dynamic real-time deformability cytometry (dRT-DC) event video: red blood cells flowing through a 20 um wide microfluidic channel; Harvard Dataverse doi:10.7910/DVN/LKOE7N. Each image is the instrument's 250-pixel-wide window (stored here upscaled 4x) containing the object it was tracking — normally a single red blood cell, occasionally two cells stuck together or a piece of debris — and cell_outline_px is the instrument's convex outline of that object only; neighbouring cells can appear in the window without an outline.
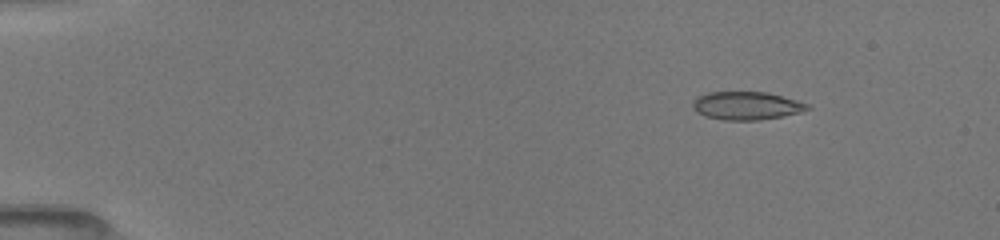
{"species": "common noctule bat (a hibernating species)", "species_latin": "Nyctalus noctula", "temperature_condition": "room temperature", "stored_images_in_passage": 51, "camera_frame_rate_fps": 3000, "um_per_image_px": 0.085, "animal": {"sex": "female", "body_mass_g": 19.5, "forearm_length_mm": 54.1}, "frame": {"image": 1, "passage_image": 7, "time_ms": 2.0, "image_size_px": [1000, 240], "cell_outline_px": [[812, 108], [800, 112], [760, 120], [724, 120], [704, 116], [696, 112], [692, 108], [692, 100], [708, 92], [768, 92], [796, 100], [808, 104]], "centroid_in_image_um": [63.42, 8.98], "position_along_channel_um": 21.6, "area_um2": 18.79}}
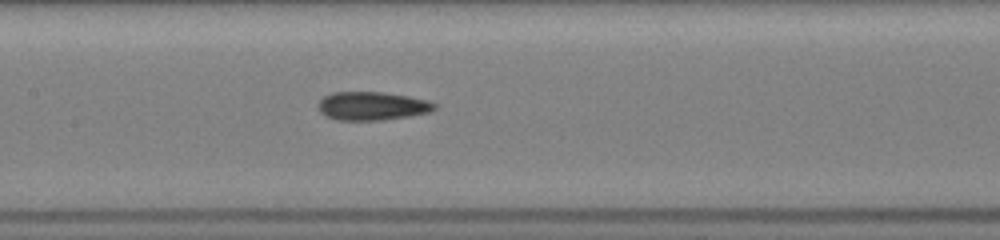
{"frame": {"image": 2, "passage_image": 26, "time_ms": 8.333, "image_size_px": [1000, 240], "cell_outline_px": [[436, 108], [428, 112], [408, 116], [384, 120], [340, 120], [328, 116], [320, 112], [316, 104], [324, 96], [332, 92], [384, 92], [408, 96], [428, 100], [436, 104]], "centroid_in_image_um": [31.61, 9.0], "position_along_channel_um": 175.8, "area_um2": 19.25}}
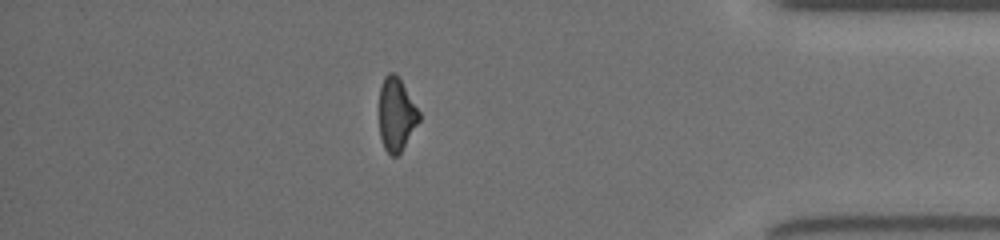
{"frame": {"image": 3, "passage_image": 45, "time_ms": 14.667, "image_size_px": [1000, 240], "cell_outline_px": [[420, 120], [400, 152], [396, 156], [392, 156], [384, 148], [380, 136], [380, 84], [384, 76], [388, 72], [392, 72], [400, 80], [420, 112]], "centroid_in_image_um": [33.68, 9.72], "position_along_channel_um": 401.5, "area_um2": 16.7}, "authors_computed_cell_mechanics": {"area_um2": 18.6116, "velocity_mm_per_s": 4.05, "shape_relaxation_time_tau1_ms": null, "shape_relaxation_time_tau2_ms": 3.5654, "deformation_change_tau1": null, "deformation_change_tau2": 0.1138}}